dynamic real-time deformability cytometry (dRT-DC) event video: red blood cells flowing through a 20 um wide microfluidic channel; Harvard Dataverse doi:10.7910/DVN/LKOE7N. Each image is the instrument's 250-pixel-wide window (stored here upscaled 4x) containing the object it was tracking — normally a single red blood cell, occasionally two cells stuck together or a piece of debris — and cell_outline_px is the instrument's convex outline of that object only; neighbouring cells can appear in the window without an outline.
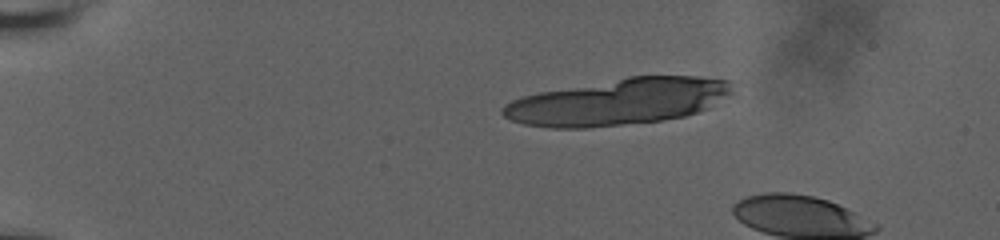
{"species": "human", "species_latin": "Homo sapiens", "temperature_condition": "room temperature", "stored_images_in_passage": 11, "camera_frame_rate_fps": 3000, "um_per_image_px": 0.085, "donor": {"sex": "male"}, "frame": {"image": 1, "passage_image": 1, "time_ms": 0.0, "image_size_px": [1000, 240], "cell_outline_px": [[736, 92], [708, 108], [684, 116], [660, 120], [588, 128], [552, 128], [524, 124], [512, 120], [504, 116], [500, 112], [504, 104], [512, 100], [524, 96], [540, 92], [628, 76], [700, 76], [728, 80]], "centroid_in_image_um": [52.58, 8.64], "position_along_channel_um": 32.4, "area_um2": 62.02}}